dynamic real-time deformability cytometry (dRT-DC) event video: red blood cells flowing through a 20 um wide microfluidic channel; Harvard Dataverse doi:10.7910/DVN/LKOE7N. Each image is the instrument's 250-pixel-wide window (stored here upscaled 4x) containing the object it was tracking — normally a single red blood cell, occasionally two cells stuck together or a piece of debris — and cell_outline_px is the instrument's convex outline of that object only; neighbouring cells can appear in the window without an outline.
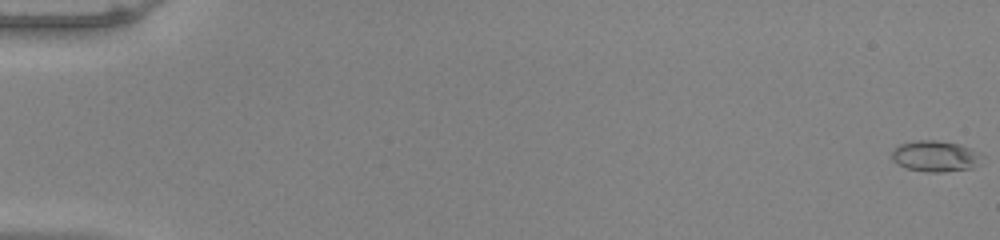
{"species": "common noctule bat (a hibernating species)", "species_latin": "Nyctalus noctula", "temperature_condition": "warm", "stored_images_in_passage": 54, "camera_frame_rate_fps": 3000, "um_per_image_px": 0.085, "animal": {"sex": "male", "body_mass_g": 20.0, "forearm_length_mm": 53.3}, "frame": {"image": 1, "passage_image": 1, "time_ms": 0.0, "image_size_px": [1000, 240], "cell_outline_px": [[984, 164], [972, 168], [944, 172], [924, 172], [908, 168], [896, 164], [892, 160], [892, 148], [900, 144], [916, 140], [936, 140], [960, 144], [972, 148], [980, 152], [984, 156]], "centroid_in_image_um": [79.57, 13.28], "position_along_channel_um": 5.4, "area_um2": 16.88}}
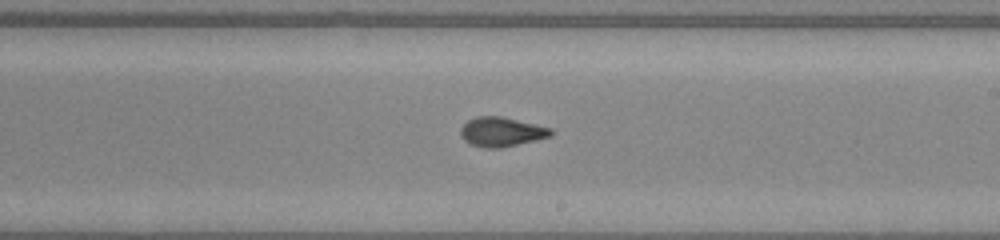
{"frame": {"image": 2, "passage_image": 33, "time_ms": 10.667, "image_size_px": [1000, 240], "cell_outline_px": [[556, 132], [552, 136], [536, 140], [500, 148], [484, 148], [472, 144], [464, 140], [460, 136], [460, 128], [468, 120], [476, 116], [500, 116], [536, 124], [552, 128]], "centroid_in_image_um": [42.65, 11.2], "position_along_channel_um": 246.3, "area_um2": 15.61}}
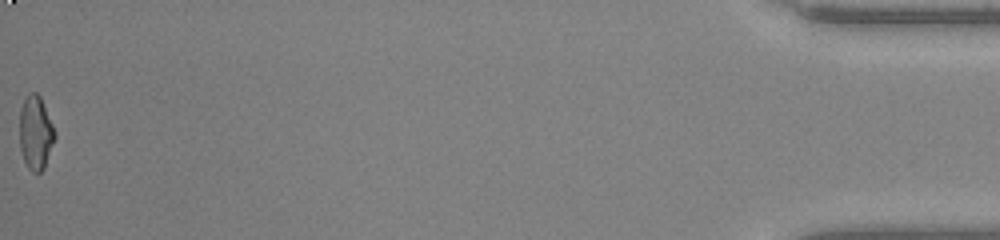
{"frame": {"image": 3, "passage_image": 54, "time_ms": 17.667, "image_size_px": [1000, 240], "cell_outline_px": [[56, 136], [44, 168], [40, 172], [32, 172], [28, 168], [24, 160], [20, 148], [20, 108], [28, 92], [36, 92], [40, 96], [56, 132]], "centroid_in_image_um": [3.03, 11.27], "position_along_channel_um": 432.2, "area_um2": 15.14}, "authors_computed_cell_mechanics": {"area_um2": 15.606, "velocity_mm_per_s": 3.9981, "shape_relaxation_time_tau1_ms": 4.8821, "shape_relaxation_time_tau2_ms": 1.0291, "deformation_change_tau1": 0.1774, "deformation_change_tau2": 0.0533}}